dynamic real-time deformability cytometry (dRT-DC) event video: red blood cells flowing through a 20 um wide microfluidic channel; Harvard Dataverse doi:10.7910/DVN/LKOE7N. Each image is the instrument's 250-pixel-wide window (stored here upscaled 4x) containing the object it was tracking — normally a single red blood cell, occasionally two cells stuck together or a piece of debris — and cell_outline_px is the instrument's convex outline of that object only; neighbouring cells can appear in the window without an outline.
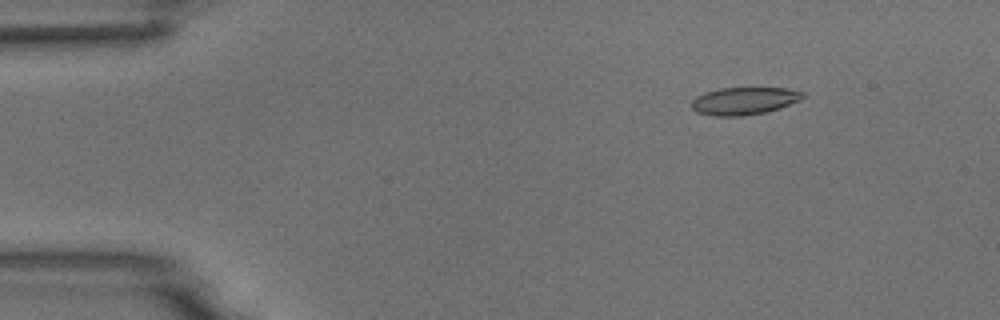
{"species": "common noctule bat (a hibernating species)", "species_latin": "Nyctalus noctula", "temperature_condition": "room temperature", "stored_images_in_passage": 4, "camera_frame_rate_fps": 3000, "um_per_image_px": 0.085, "animal": {"sex": "male", "body_mass_g": 18.8}, "frame": {"image": 1, "passage_image": 2, "time_ms": 2.0, "image_size_px": [1000, 320], "cell_outline_px": [[804, 96], [800, 100], [780, 108], [764, 112], [744, 116], [712, 116], [696, 112], [692, 108], [692, 100], [696, 96], [704, 92], [720, 88], [788, 88], [804, 92]], "centroid_in_image_um": [63.23, 8.58], "position_along_channel_um": 21.8, "area_um2": 17.92}}